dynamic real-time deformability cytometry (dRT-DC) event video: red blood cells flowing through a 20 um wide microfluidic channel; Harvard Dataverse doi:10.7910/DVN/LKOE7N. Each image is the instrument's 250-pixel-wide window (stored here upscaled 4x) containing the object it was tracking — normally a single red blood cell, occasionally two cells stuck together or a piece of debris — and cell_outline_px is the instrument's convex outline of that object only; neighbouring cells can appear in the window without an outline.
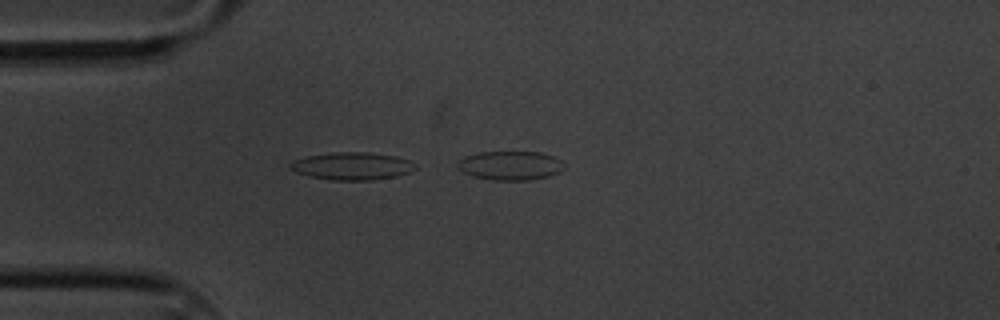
{"species": "common noctule bat (a hibernating species)", "species_latin": "Nyctalus noctula", "temperature_condition": "cold", "stored_images_in_passage": 18, "camera_frame_rate_fps": 3000, "um_per_image_px": 0.085, "animal": {"sex": "male", "body_mass_g": 20.1, "forearm_length_mm": 53.5}, "frame": {"image": 1, "passage_image": 1, "time_ms": 0.0, "image_size_px": [1000, 320], "cell_outline_px": [[564, 168], [560, 172], [548, 176], [532, 180], [492, 180], [472, 176], [456, 168], [456, 164], [464, 156], [480, 152], [540, 152], [552, 156], [560, 160], [564, 164]], "centroid_in_image_um": [43.36, 14.07], "position_along_channel_um": 41.6, "area_um2": 18.09}}
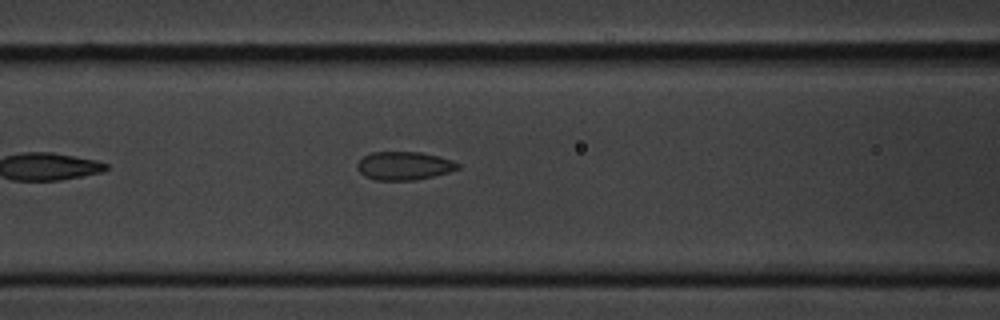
{"frame": {"image": 2, "passage_image": 11, "time_ms": 3.333, "image_size_px": [1000, 320], "cell_outline_px": [[460, 168], [448, 172], [416, 180], [376, 180], [364, 176], [356, 168], [356, 164], [364, 156], [372, 152], [420, 152], [452, 160], [460, 164]], "centroid_in_image_um": [34.32, 14.09], "position_along_channel_um": 132.3, "area_um2": 16.53}}
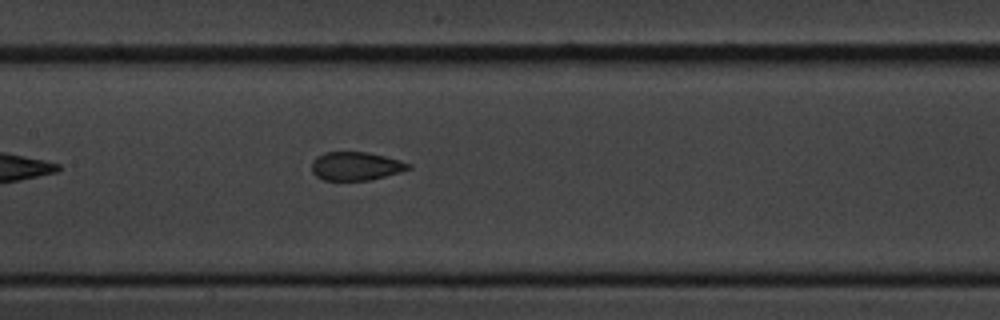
{"frame": {"image": 3, "passage_image": 15, "time_ms": 4.667, "image_size_px": [1000, 320], "cell_outline_px": [[412, 168], [400, 172], [368, 180], [324, 180], [316, 176], [312, 172], [312, 160], [316, 156], [324, 152], [368, 152], [400, 160], [412, 164]], "centroid_in_image_um": [30.24, 14.11], "position_along_channel_um": 177.2, "area_um2": 16.07}}